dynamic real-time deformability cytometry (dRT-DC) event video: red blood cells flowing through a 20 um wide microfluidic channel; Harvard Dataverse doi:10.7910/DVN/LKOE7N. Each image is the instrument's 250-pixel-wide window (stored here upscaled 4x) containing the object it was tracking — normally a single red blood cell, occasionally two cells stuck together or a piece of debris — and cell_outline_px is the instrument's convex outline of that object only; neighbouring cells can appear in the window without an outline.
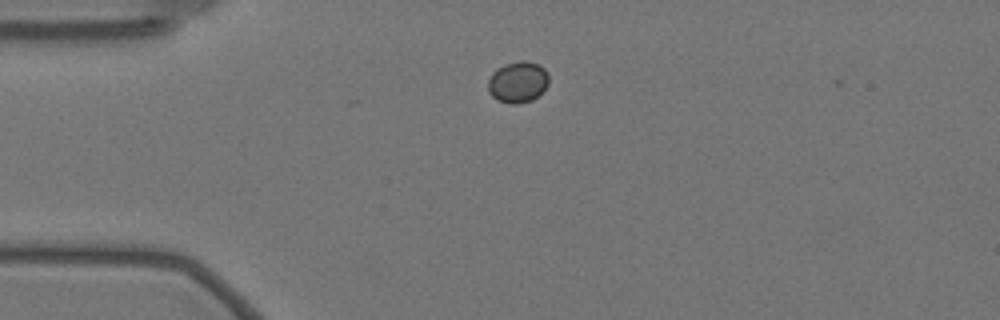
{"species": "Egyptian fruit bat (a non-hibernating species)", "species_latin": "Rousettus aegyptiacus", "temperature_condition": "warm", "stored_images_in_passage": 6, "camera_frame_rate_fps": 3000, "um_per_image_px": 0.085, "animal": {"sex": "female"}, "frame": {"image": 1, "passage_image": 1, "time_ms": 0.0, "image_size_px": [1000, 320], "cell_outline_px": [[548, 84], [532, 100], [516, 104], [512, 104], [496, 100], [488, 92], [488, 80], [492, 72], [496, 68], [520, 60], [524, 60], [536, 64], [544, 68], [548, 72]], "centroid_in_image_um": [43.99, 6.98], "position_along_channel_um": 41.0, "area_um2": 14.51}}